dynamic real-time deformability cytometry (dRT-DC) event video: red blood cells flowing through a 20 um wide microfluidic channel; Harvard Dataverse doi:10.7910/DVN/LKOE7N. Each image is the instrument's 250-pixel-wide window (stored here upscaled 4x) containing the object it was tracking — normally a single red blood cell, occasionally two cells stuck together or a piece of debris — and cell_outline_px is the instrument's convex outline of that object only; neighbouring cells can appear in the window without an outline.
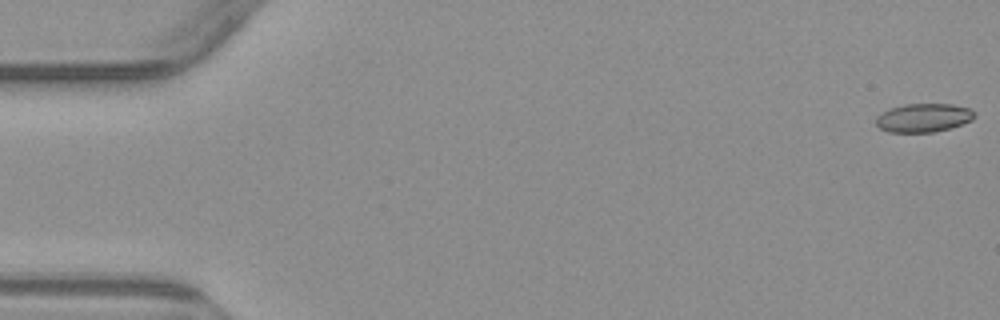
{"species": "common noctule bat (a hibernating species)", "species_latin": "Nyctalus noctula", "temperature_condition": "warm", "stored_images_in_passage": 5, "camera_frame_rate_fps": 3000, "um_per_image_px": 0.085, "animal": {"sex": "male", "body_mass_g": 23.1, "forearm_length_mm": 52.7}, "frame": {"image": 1, "passage_image": 1, "time_ms": 0.0, "image_size_px": [1000, 320], "cell_outline_px": [[976, 112], [972, 120], [948, 128], [932, 132], [888, 132], [880, 128], [876, 124], [876, 116], [880, 112], [888, 108], [904, 104], [952, 104], [968, 108]], "centroid_in_image_um": [78.45, 10.0], "position_along_channel_um": 6.6, "area_um2": 16.42}}
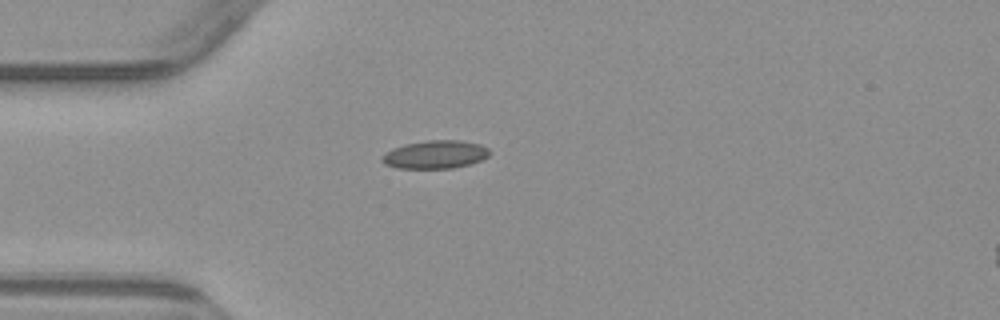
{"frame": {"image": 2, "passage_image": 5, "time_ms": 4.667, "image_size_px": [1000, 320], "cell_outline_px": [[488, 156], [480, 160], [468, 164], [452, 168], [396, 168], [384, 164], [380, 160], [380, 156], [392, 148], [408, 144], [428, 140], [460, 140], [480, 144], [488, 148]], "centroid_in_image_um": [36.95, 13.13], "position_along_channel_um": 48.1, "area_um2": 17.51}}